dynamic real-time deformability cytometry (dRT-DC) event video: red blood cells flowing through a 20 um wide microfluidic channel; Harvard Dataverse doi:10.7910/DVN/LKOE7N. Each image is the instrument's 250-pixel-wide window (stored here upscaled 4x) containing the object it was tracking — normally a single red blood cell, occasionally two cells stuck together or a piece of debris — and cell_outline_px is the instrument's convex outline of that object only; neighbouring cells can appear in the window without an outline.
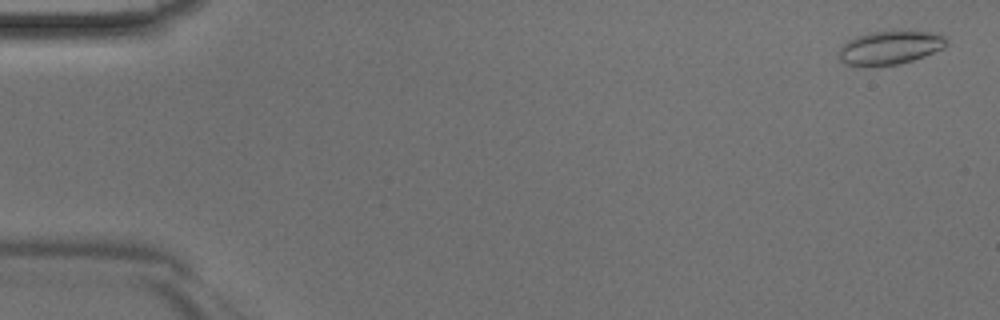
{"species": "Egyptian fruit bat (a non-hibernating species)", "species_latin": "Rousettus aegyptiacus", "temperature_condition": "room temperature", "stored_images_in_passage": 45, "camera_frame_rate_fps": 3000, "um_per_image_px": 0.085, "animal": {"sex": "male"}, "frame": {"image": 1, "passage_image": 2, "time_ms": 0.333, "image_size_px": [1000, 320], "cell_outline_px": [[948, 44], [944, 48], [924, 56], [900, 64], [872, 68], [860, 68], [844, 64], [836, 56], [836, 52], [848, 40], [856, 36], [872, 32], [896, 28], [900, 28], [932, 32], [944, 36], [948, 40]], "centroid_in_image_um": [75.61, 4.05], "position_along_channel_um": 9.4, "area_um2": 22.48}}
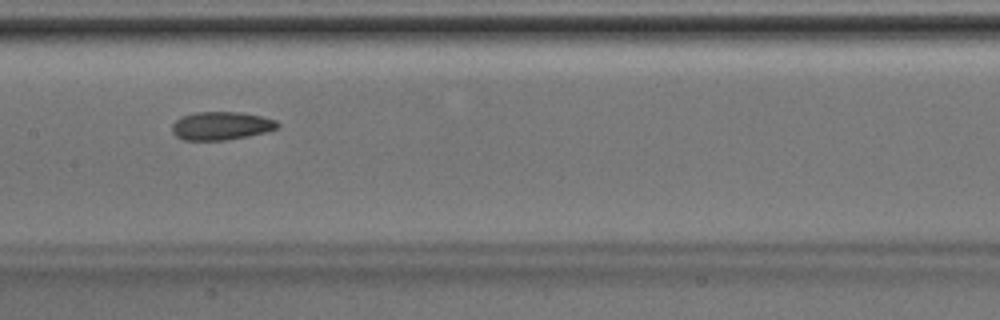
{"frame": {"image": 2, "passage_image": 23, "time_ms": 7.333, "image_size_px": [1000, 320], "cell_outline_px": [[280, 124], [276, 128], [268, 132], [228, 140], [184, 140], [176, 136], [172, 132], [172, 124], [176, 120], [184, 116], [196, 112], [240, 112], [260, 116], [276, 120]], "centroid_in_image_um": [18.81, 10.7], "position_along_channel_um": 188.6, "area_um2": 17.34}}
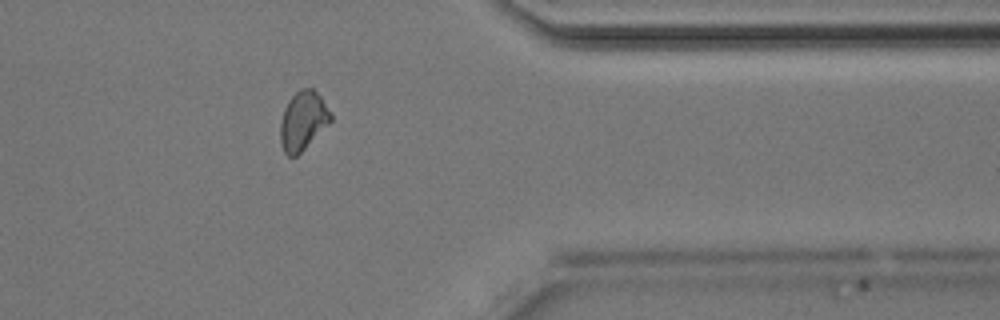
{"frame": {"image": 3, "passage_image": 37, "time_ms": 12.0, "image_size_px": [1000, 320], "cell_outline_px": [[332, 120], [296, 156], [288, 156], [284, 152], [280, 144], [280, 124], [284, 108], [288, 100], [300, 88], [312, 88], [320, 96], [332, 112]], "centroid_in_image_um": [25.74, 10.24], "position_along_channel_um": 385.7, "area_um2": 17.17}}